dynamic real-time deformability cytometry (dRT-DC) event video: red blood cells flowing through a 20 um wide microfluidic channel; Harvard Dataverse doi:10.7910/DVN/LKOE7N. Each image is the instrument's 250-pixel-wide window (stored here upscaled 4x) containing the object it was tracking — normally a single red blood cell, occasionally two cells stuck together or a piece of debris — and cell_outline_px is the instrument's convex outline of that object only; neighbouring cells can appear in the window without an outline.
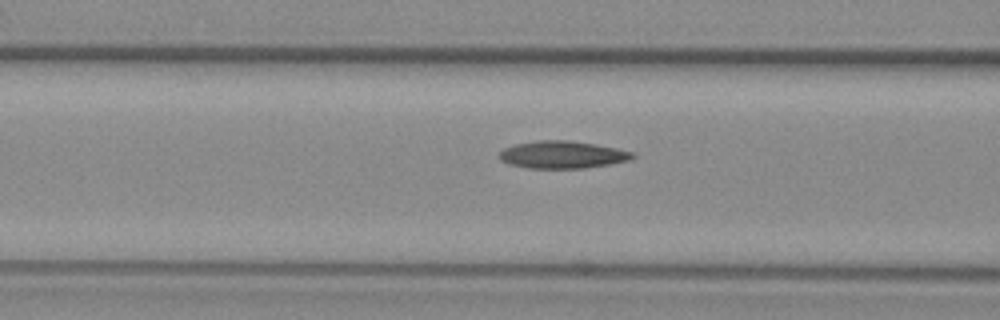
{"species": "common noctule bat (a hibernating species)", "species_latin": "Nyctalus noctula", "temperature_condition": "warm", "stored_images_in_passage": 51, "camera_frame_rate_fps": 3000, "um_per_image_px": 0.085, "animal": {"sex": "female", "body_mass_g": 29.2, "forearm_length_mm": 56.3}, "frame": {"image": 1, "passage_image": 17, "time_ms": 5.333, "image_size_px": [1000, 320], "cell_outline_px": [[636, 156], [628, 160], [608, 164], [584, 168], [528, 168], [508, 164], [500, 160], [500, 152], [504, 148], [516, 144], [536, 140], [568, 140], [596, 144], [636, 152]], "centroid_in_image_um": [47.81, 13.14], "position_along_channel_um": 118.8, "area_um2": 21.27}}
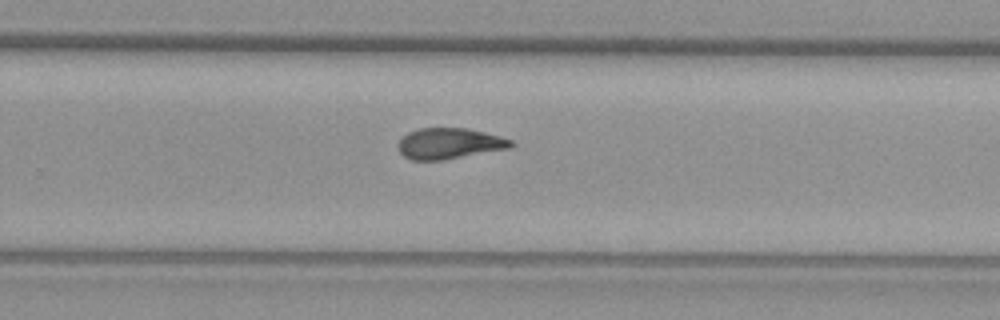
{"frame": {"image": 2, "passage_image": 31, "time_ms": 10.0, "image_size_px": [1000, 320], "cell_outline_px": [[516, 144], [512, 148], [440, 160], [412, 160], [404, 156], [400, 152], [396, 144], [408, 132], [420, 128], [468, 128], [500, 136], [512, 140]], "centroid_in_image_um": [38.21, 12.19], "position_along_channel_um": 291.6, "area_um2": 20.35}}
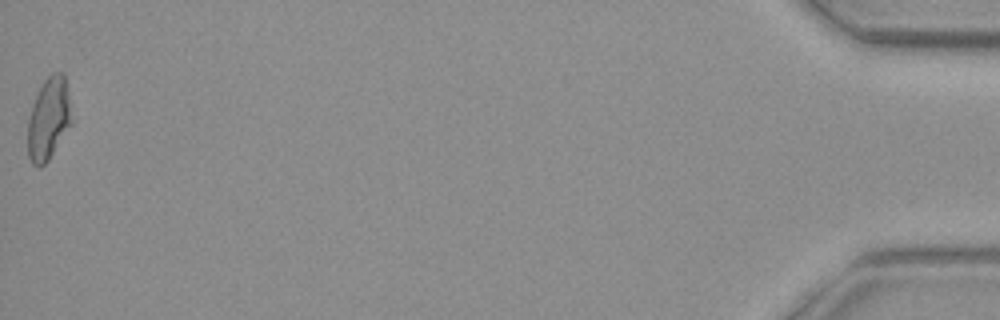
{"frame": {"image": 3, "passage_image": 51, "time_ms": 16.667, "image_size_px": [1000, 320], "cell_outline_px": [[72, 124], [48, 160], [40, 168], [32, 164], [28, 156], [28, 120], [32, 104], [44, 80], [52, 72], [64, 72], [68, 92], [72, 120]], "centroid_in_image_um": [4.14, 10.09], "position_along_channel_um": 431.1, "area_um2": 21.04}, "authors_computed_cell_mechanics": {"area_um2": 20.8658, "velocity_mm_per_s": 3.7097, "shape_relaxation_time_tau1_ms": null, "shape_relaxation_time_tau2_ms": 2.7816, "deformation_change_tau1": null, "deformation_change_tau2": 0.1059}}